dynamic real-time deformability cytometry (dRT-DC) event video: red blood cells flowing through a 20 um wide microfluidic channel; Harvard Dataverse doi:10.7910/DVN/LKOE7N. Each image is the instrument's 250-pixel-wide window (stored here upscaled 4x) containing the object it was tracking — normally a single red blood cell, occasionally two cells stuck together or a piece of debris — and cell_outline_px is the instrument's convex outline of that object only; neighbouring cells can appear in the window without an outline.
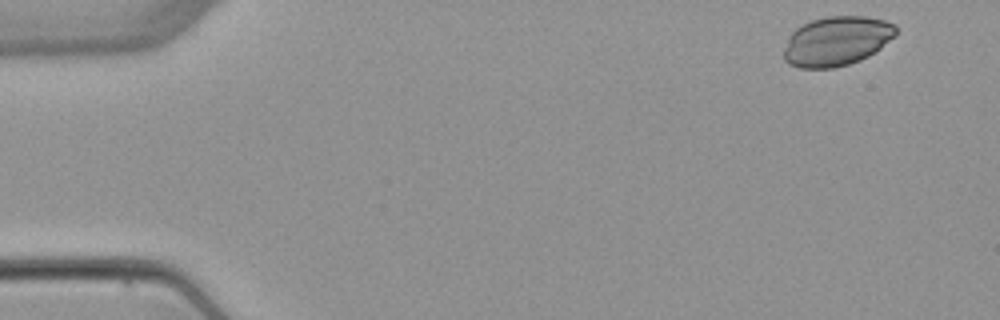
{"species": "common noctule bat (a hibernating species)", "species_latin": "Nyctalus noctula", "temperature_condition": "warm", "stored_images_in_passage": 5, "camera_frame_rate_fps": 3000, "um_per_image_px": 0.085, "animal": {"sex": "female", "body_mass_g": 22.7, "forearm_length_mm": 54.2}, "frame": {"image": 1, "passage_image": 1, "time_ms": 0.0, "image_size_px": [1000, 320], "cell_outline_px": [[896, 36], [880, 48], [868, 56], [860, 60], [848, 64], [832, 68], [800, 68], [788, 64], [784, 60], [784, 48], [792, 32], [796, 28], [812, 20], [828, 16], [868, 16], [884, 20], [896, 24]], "centroid_in_image_um": [71.13, 3.49], "position_along_channel_um": 13.9, "area_um2": 32.31}}
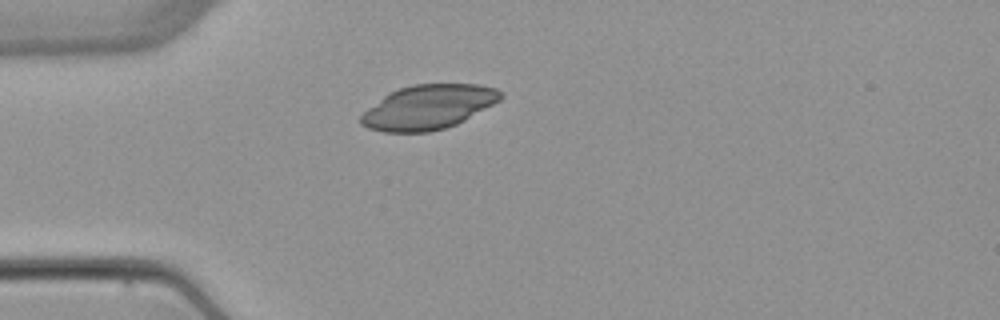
{"frame": {"image": 2, "passage_image": 4, "time_ms": 3.667, "image_size_px": [1000, 320], "cell_outline_px": [[504, 96], [500, 100], [464, 120], [456, 124], [444, 128], [428, 132], [384, 132], [368, 128], [360, 124], [360, 116], [368, 108], [388, 92], [412, 84], [480, 84], [496, 88], [504, 92]], "centroid_in_image_um": [36.4, 9.09], "position_along_channel_um": 48.6, "area_um2": 36.13}}